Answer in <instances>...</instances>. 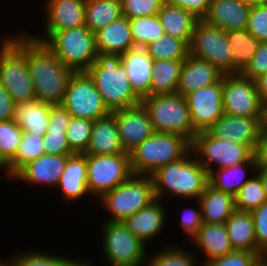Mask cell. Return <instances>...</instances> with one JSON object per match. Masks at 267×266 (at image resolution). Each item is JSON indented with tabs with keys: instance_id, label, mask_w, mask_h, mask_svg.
<instances>
[{
	"instance_id": "8d00e7d4",
	"label": "cell",
	"mask_w": 267,
	"mask_h": 266,
	"mask_svg": "<svg viewBox=\"0 0 267 266\" xmlns=\"http://www.w3.org/2000/svg\"><path fill=\"white\" fill-rule=\"evenodd\" d=\"M44 136L23 132L15 157L6 165V178L11 179L24 165L45 154Z\"/></svg>"
},
{
	"instance_id": "6da1fadb",
	"label": "cell",
	"mask_w": 267,
	"mask_h": 266,
	"mask_svg": "<svg viewBox=\"0 0 267 266\" xmlns=\"http://www.w3.org/2000/svg\"><path fill=\"white\" fill-rule=\"evenodd\" d=\"M10 36L27 52V65L36 99L49 104H61L74 71L26 31Z\"/></svg>"
},
{
	"instance_id": "484cf974",
	"label": "cell",
	"mask_w": 267,
	"mask_h": 266,
	"mask_svg": "<svg viewBox=\"0 0 267 266\" xmlns=\"http://www.w3.org/2000/svg\"><path fill=\"white\" fill-rule=\"evenodd\" d=\"M193 245L196 244L200 249L199 253H203L205 258L203 262H207L216 258L223 257L230 252L234 251L225 224H207L204 223L196 233V235L190 240Z\"/></svg>"
},
{
	"instance_id": "83f0119b",
	"label": "cell",
	"mask_w": 267,
	"mask_h": 266,
	"mask_svg": "<svg viewBox=\"0 0 267 266\" xmlns=\"http://www.w3.org/2000/svg\"><path fill=\"white\" fill-rule=\"evenodd\" d=\"M71 117L72 116L62 104H51L49 126L43 141L45 154H74L70 150L65 134Z\"/></svg>"
},
{
	"instance_id": "4316f807",
	"label": "cell",
	"mask_w": 267,
	"mask_h": 266,
	"mask_svg": "<svg viewBox=\"0 0 267 266\" xmlns=\"http://www.w3.org/2000/svg\"><path fill=\"white\" fill-rule=\"evenodd\" d=\"M98 53L123 54L135 48L129 19L121 16L95 33Z\"/></svg>"
},
{
	"instance_id": "ffe728a7",
	"label": "cell",
	"mask_w": 267,
	"mask_h": 266,
	"mask_svg": "<svg viewBox=\"0 0 267 266\" xmlns=\"http://www.w3.org/2000/svg\"><path fill=\"white\" fill-rule=\"evenodd\" d=\"M153 62L145 48L135 47L121 54V64L134 93L141 100L150 96Z\"/></svg>"
},
{
	"instance_id": "f1b7e54d",
	"label": "cell",
	"mask_w": 267,
	"mask_h": 266,
	"mask_svg": "<svg viewBox=\"0 0 267 266\" xmlns=\"http://www.w3.org/2000/svg\"><path fill=\"white\" fill-rule=\"evenodd\" d=\"M198 201L201 205L202 221L207 224H223L236 210L234 196L214 188L209 183Z\"/></svg>"
},
{
	"instance_id": "8992f818",
	"label": "cell",
	"mask_w": 267,
	"mask_h": 266,
	"mask_svg": "<svg viewBox=\"0 0 267 266\" xmlns=\"http://www.w3.org/2000/svg\"><path fill=\"white\" fill-rule=\"evenodd\" d=\"M141 103L156 132L177 134L192 142L197 132L190 119L186 98L182 94L153 95L144 98Z\"/></svg>"
},
{
	"instance_id": "b9f144b4",
	"label": "cell",
	"mask_w": 267,
	"mask_h": 266,
	"mask_svg": "<svg viewBox=\"0 0 267 266\" xmlns=\"http://www.w3.org/2000/svg\"><path fill=\"white\" fill-rule=\"evenodd\" d=\"M79 259H70L61 255L49 254L45 251L27 250L11 256V266H74Z\"/></svg>"
},
{
	"instance_id": "4dcf8cb0",
	"label": "cell",
	"mask_w": 267,
	"mask_h": 266,
	"mask_svg": "<svg viewBox=\"0 0 267 266\" xmlns=\"http://www.w3.org/2000/svg\"><path fill=\"white\" fill-rule=\"evenodd\" d=\"M158 17L164 27L165 34L184 40L190 45L196 23L199 21L192 13L184 8L163 3Z\"/></svg>"
},
{
	"instance_id": "7c38bea8",
	"label": "cell",
	"mask_w": 267,
	"mask_h": 266,
	"mask_svg": "<svg viewBox=\"0 0 267 266\" xmlns=\"http://www.w3.org/2000/svg\"><path fill=\"white\" fill-rule=\"evenodd\" d=\"M132 175L130 153L87 154V188L93 197L100 199Z\"/></svg>"
},
{
	"instance_id": "ee69618b",
	"label": "cell",
	"mask_w": 267,
	"mask_h": 266,
	"mask_svg": "<svg viewBox=\"0 0 267 266\" xmlns=\"http://www.w3.org/2000/svg\"><path fill=\"white\" fill-rule=\"evenodd\" d=\"M93 121L78 117H71L66 130L67 142L70 150L76 154H85L92 132Z\"/></svg>"
},
{
	"instance_id": "60d3db41",
	"label": "cell",
	"mask_w": 267,
	"mask_h": 266,
	"mask_svg": "<svg viewBox=\"0 0 267 266\" xmlns=\"http://www.w3.org/2000/svg\"><path fill=\"white\" fill-rule=\"evenodd\" d=\"M235 209L252 212L267 202V195L259 176L255 173L234 196Z\"/></svg>"
},
{
	"instance_id": "5bb4252c",
	"label": "cell",
	"mask_w": 267,
	"mask_h": 266,
	"mask_svg": "<svg viewBox=\"0 0 267 266\" xmlns=\"http://www.w3.org/2000/svg\"><path fill=\"white\" fill-rule=\"evenodd\" d=\"M222 103L226 115L262 117L263 103L255 81L240 73L223 75Z\"/></svg>"
},
{
	"instance_id": "f6af8a7d",
	"label": "cell",
	"mask_w": 267,
	"mask_h": 266,
	"mask_svg": "<svg viewBox=\"0 0 267 266\" xmlns=\"http://www.w3.org/2000/svg\"><path fill=\"white\" fill-rule=\"evenodd\" d=\"M165 0H121L122 14L128 19L158 15Z\"/></svg>"
},
{
	"instance_id": "681fc988",
	"label": "cell",
	"mask_w": 267,
	"mask_h": 266,
	"mask_svg": "<svg viewBox=\"0 0 267 266\" xmlns=\"http://www.w3.org/2000/svg\"><path fill=\"white\" fill-rule=\"evenodd\" d=\"M264 73H267V42L259 43L256 53L240 74L245 78L254 80Z\"/></svg>"
},
{
	"instance_id": "7402d4cb",
	"label": "cell",
	"mask_w": 267,
	"mask_h": 266,
	"mask_svg": "<svg viewBox=\"0 0 267 266\" xmlns=\"http://www.w3.org/2000/svg\"><path fill=\"white\" fill-rule=\"evenodd\" d=\"M163 203L155 199L147 207L126 218L123 223L126 228L145 245L147 241L157 237L166 228V219ZM165 227V228H164Z\"/></svg>"
},
{
	"instance_id": "d590c367",
	"label": "cell",
	"mask_w": 267,
	"mask_h": 266,
	"mask_svg": "<svg viewBox=\"0 0 267 266\" xmlns=\"http://www.w3.org/2000/svg\"><path fill=\"white\" fill-rule=\"evenodd\" d=\"M231 46L233 74L241 73L256 53L259 41L247 29L226 31Z\"/></svg>"
},
{
	"instance_id": "74e56055",
	"label": "cell",
	"mask_w": 267,
	"mask_h": 266,
	"mask_svg": "<svg viewBox=\"0 0 267 266\" xmlns=\"http://www.w3.org/2000/svg\"><path fill=\"white\" fill-rule=\"evenodd\" d=\"M134 47L145 48L165 34L158 15L129 19Z\"/></svg>"
},
{
	"instance_id": "6125c7cd",
	"label": "cell",
	"mask_w": 267,
	"mask_h": 266,
	"mask_svg": "<svg viewBox=\"0 0 267 266\" xmlns=\"http://www.w3.org/2000/svg\"><path fill=\"white\" fill-rule=\"evenodd\" d=\"M256 266H267V258H263Z\"/></svg>"
},
{
	"instance_id": "3957f363",
	"label": "cell",
	"mask_w": 267,
	"mask_h": 266,
	"mask_svg": "<svg viewBox=\"0 0 267 266\" xmlns=\"http://www.w3.org/2000/svg\"><path fill=\"white\" fill-rule=\"evenodd\" d=\"M86 72L111 112L141 103L121 64L120 54L98 53L96 61Z\"/></svg>"
},
{
	"instance_id": "6f0895ef",
	"label": "cell",
	"mask_w": 267,
	"mask_h": 266,
	"mask_svg": "<svg viewBox=\"0 0 267 266\" xmlns=\"http://www.w3.org/2000/svg\"><path fill=\"white\" fill-rule=\"evenodd\" d=\"M261 131H267V102L263 103Z\"/></svg>"
},
{
	"instance_id": "9f6ffc18",
	"label": "cell",
	"mask_w": 267,
	"mask_h": 266,
	"mask_svg": "<svg viewBox=\"0 0 267 266\" xmlns=\"http://www.w3.org/2000/svg\"><path fill=\"white\" fill-rule=\"evenodd\" d=\"M262 181L263 188L267 195V167H256L255 172Z\"/></svg>"
},
{
	"instance_id": "1f68e13d",
	"label": "cell",
	"mask_w": 267,
	"mask_h": 266,
	"mask_svg": "<svg viewBox=\"0 0 267 266\" xmlns=\"http://www.w3.org/2000/svg\"><path fill=\"white\" fill-rule=\"evenodd\" d=\"M249 171L252 172L250 176L247 174ZM255 172L256 161L253 156L248 162L211 171L208 181L214 188L235 196Z\"/></svg>"
},
{
	"instance_id": "277c9868",
	"label": "cell",
	"mask_w": 267,
	"mask_h": 266,
	"mask_svg": "<svg viewBox=\"0 0 267 266\" xmlns=\"http://www.w3.org/2000/svg\"><path fill=\"white\" fill-rule=\"evenodd\" d=\"M28 34L44 43L57 58L74 72H86L96 61L95 34L86 26L44 33L42 36Z\"/></svg>"
},
{
	"instance_id": "7a4b0ae2",
	"label": "cell",
	"mask_w": 267,
	"mask_h": 266,
	"mask_svg": "<svg viewBox=\"0 0 267 266\" xmlns=\"http://www.w3.org/2000/svg\"><path fill=\"white\" fill-rule=\"evenodd\" d=\"M150 177L155 199L161 201L168 194L182 200H198L209 183L207 170L191 150L180 160L156 169Z\"/></svg>"
},
{
	"instance_id": "9a60e30c",
	"label": "cell",
	"mask_w": 267,
	"mask_h": 266,
	"mask_svg": "<svg viewBox=\"0 0 267 266\" xmlns=\"http://www.w3.org/2000/svg\"><path fill=\"white\" fill-rule=\"evenodd\" d=\"M223 77L185 96L195 131H207L223 114Z\"/></svg>"
},
{
	"instance_id": "f546056e",
	"label": "cell",
	"mask_w": 267,
	"mask_h": 266,
	"mask_svg": "<svg viewBox=\"0 0 267 266\" xmlns=\"http://www.w3.org/2000/svg\"><path fill=\"white\" fill-rule=\"evenodd\" d=\"M51 104L33 99L15 106L13 120L23 132L44 136L49 126Z\"/></svg>"
},
{
	"instance_id": "836d02e7",
	"label": "cell",
	"mask_w": 267,
	"mask_h": 266,
	"mask_svg": "<svg viewBox=\"0 0 267 266\" xmlns=\"http://www.w3.org/2000/svg\"><path fill=\"white\" fill-rule=\"evenodd\" d=\"M122 15L121 0H86L85 26L94 34Z\"/></svg>"
},
{
	"instance_id": "f5cc1de1",
	"label": "cell",
	"mask_w": 267,
	"mask_h": 266,
	"mask_svg": "<svg viewBox=\"0 0 267 266\" xmlns=\"http://www.w3.org/2000/svg\"><path fill=\"white\" fill-rule=\"evenodd\" d=\"M15 102L7 90L0 85V121H9L14 118Z\"/></svg>"
},
{
	"instance_id": "816d5d0a",
	"label": "cell",
	"mask_w": 267,
	"mask_h": 266,
	"mask_svg": "<svg viewBox=\"0 0 267 266\" xmlns=\"http://www.w3.org/2000/svg\"><path fill=\"white\" fill-rule=\"evenodd\" d=\"M167 3L184 8L199 20H203L208 14L211 0H165Z\"/></svg>"
},
{
	"instance_id": "9c48e42d",
	"label": "cell",
	"mask_w": 267,
	"mask_h": 266,
	"mask_svg": "<svg viewBox=\"0 0 267 266\" xmlns=\"http://www.w3.org/2000/svg\"><path fill=\"white\" fill-rule=\"evenodd\" d=\"M102 253L109 266H145L146 245L121 221H104Z\"/></svg>"
},
{
	"instance_id": "52a82bcc",
	"label": "cell",
	"mask_w": 267,
	"mask_h": 266,
	"mask_svg": "<svg viewBox=\"0 0 267 266\" xmlns=\"http://www.w3.org/2000/svg\"><path fill=\"white\" fill-rule=\"evenodd\" d=\"M4 37L0 39V85L7 90L16 105L36 99L27 65V52L10 34Z\"/></svg>"
},
{
	"instance_id": "d6986e66",
	"label": "cell",
	"mask_w": 267,
	"mask_h": 266,
	"mask_svg": "<svg viewBox=\"0 0 267 266\" xmlns=\"http://www.w3.org/2000/svg\"><path fill=\"white\" fill-rule=\"evenodd\" d=\"M44 33L85 26L86 0H44Z\"/></svg>"
},
{
	"instance_id": "c3c4849f",
	"label": "cell",
	"mask_w": 267,
	"mask_h": 266,
	"mask_svg": "<svg viewBox=\"0 0 267 266\" xmlns=\"http://www.w3.org/2000/svg\"><path fill=\"white\" fill-rule=\"evenodd\" d=\"M255 228L257 253L262 257L267 253V202L251 212Z\"/></svg>"
},
{
	"instance_id": "ab89813d",
	"label": "cell",
	"mask_w": 267,
	"mask_h": 266,
	"mask_svg": "<svg viewBox=\"0 0 267 266\" xmlns=\"http://www.w3.org/2000/svg\"><path fill=\"white\" fill-rule=\"evenodd\" d=\"M172 245L166 246L153 255L148 254L145 266H195L198 264L196 258L200 255L195 251L188 252L186 247L181 248L177 244Z\"/></svg>"
},
{
	"instance_id": "44dd1931",
	"label": "cell",
	"mask_w": 267,
	"mask_h": 266,
	"mask_svg": "<svg viewBox=\"0 0 267 266\" xmlns=\"http://www.w3.org/2000/svg\"><path fill=\"white\" fill-rule=\"evenodd\" d=\"M250 11L251 5L244 0H211L203 20L224 31L246 29Z\"/></svg>"
},
{
	"instance_id": "91938a15",
	"label": "cell",
	"mask_w": 267,
	"mask_h": 266,
	"mask_svg": "<svg viewBox=\"0 0 267 266\" xmlns=\"http://www.w3.org/2000/svg\"><path fill=\"white\" fill-rule=\"evenodd\" d=\"M244 1H246L251 6L267 4V0H244Z\"/></svg>"
},
{
	"instance_id": "2e32d148",
	"label": "cell",
	"mask_w": 267,
	"mask_h": 266,
	"mask_svg": "<svg viewBox=\"0 0 267 266\" xmlns=\"http://www.w3.org/2000/svg\"><path fill=\"white\" fill-rule=\"evenodd\" d=\"M120 134L122 147L130 153L156 131L142 103L112 111Z\"/></svg>"
},
{
	"instance_id": "5b68a950",
	"label": "cell",
	"mask_w": 267,
	"mask_h": 266,
	"mask_svg": "<svg viewBox=\"0 0 267 266\" xmlns=\"http://www.w3.org/2000/svg\"><path fill=\"white\" fill-rule=\"evenodd\" d=\"M191 143L177 134L155 132L130 152L134 175H151L156 169L183 158Z\"/></svg>"
},
{
	"instance_id": "db71d44e",
	"label": "cell",
	"mask_w": 267,
	"mask_h": 266,
	"mask_svg": "<svg viewBox=\"0 0 267 266\" xmlns=\"http://www.w3.org/2000/svg\"><path fill=\"white\" fill-rule=\"evenodd\" d=\"M253 156L256 167H267V131H260Z\"/></svg>"
},
{
	"instance_id": "94428289",
	"label": "cell",
	"mask_w": 267,
	"mask_h": 266,
	"mask_svg": "<svg viewBox=\"0 0 267 266\" xmlns=\"http://www.w3.org/2000/svg\"><path fill=\"white\" fill-rule=\"evenodd\" d=\"M0 266H11V262H10V259H9V257H8V261H1L0 260Z\"/></svg>"
},
{
	"instance_id": "be15d7a7",
	"label": "cell",
	"mask_w": 267,
	"mask_h": 266,
	"mask_svg": "<svg viewBox=\"0 0 267 266\" xmlns=\"http://www.w3.org/2000/svg\"><path fill=\"white\" fill-rule=\"evenodd\" d=\"M0 168L1 170H4L5 171L4 173L6 174V166L1 161H0Z\"/></svg>"
},
{
	"instance_id": "cb8c5ba5",
	"label": "cell",
	"mask_w": 267,
	"mask_h": 266,
	"mask_svg": "<svg viewBox=\"0 0 267 266\" xmlns=\"http://www.w3.org/2000/svg\"><path fill=\"white\" fill-rule=\"evenodd\" d=\"M223 75L211 63L189 54L183 61L176 93L185 97L200 88L217 83Z\"/></svg>"
},
{
	"instance_id": "d6a6232c",
	"label": "cell",
	"mask_w": 267,
	"mask_h": 266,
	"mask_svg": "<svg viewBox=\"0 0 267 266\" xmlns=\"http://www.w3.org/2000/svg\"><path fill=\"white\" fill-rule=\"evenodd\" d=\"M224 224L233 250L257 253L251 212L235 210Z\"/></svg>"
},
{
	"instance_id": "30bf717a",
	"label": "cell",
	"mask_w": 267,
	"mask_h": 266,
	"mask_svg": "<svg viewBox=\"0 0 267 266\" xmlns=\"http://www.w3.org/2000/svg\"><path fill=\"white\" fill-rule=\"evenodd\" d=\"M191 151L208 174L216 168L222 169L248 162L253 157V150L248 145L217 139L208 131L195 135L191 142Z\"/></svg>"
},
{
	"instance_id": "4fadbf2b",
	"label": "cell",
	"mask_w": 267,
	"mask_h": 266,
	"mask_svg": "<svg viewBox=\"0 0 267 266\" xmlns=\"http://www.w3.org/2000/svg\"><path fill=\"white\" fill-rule=\"evenodd\" d=\"M73 117L94 121L112 112L87 72H74L61 103Z\"/></svg>"
},
{
	"instance_id": "e0dca14e",
	"label": "cell",
	"mask_w": 267,
	"mask_h": 266,
	"mask_svg": "<svg viewBox=\"0 0 267 266\" xmlns=\"http://www.w3.org/2000/svg\"><path fill=\"white\" fill-rule=\"evenodd\" d=\"M262 117H242L223 114L207 130L213 137L248 145L253 151L261 131Z\"/></svg>"
},
{
	"instance_id": "f35d334b",
	"label": "cell",
	"mask_w": 267,
	"mask_h": 266,
	"mask_svg": "<svg viewBox=\"0 0 267 266\" xmlns=\"http://www.w3.org/2000/svg\"><path fill=\"white\" fill-rule=\"evenodd\" d=\"M154 60H185L189 55V45L184 41L164 34L145 47Z\"/></svg>"
},
{
	"instance_id": "603a6c76",
	"label": "cell",
	"mask_w": 267,
	"mask_h": 266,
	"mask_svg": "<svg viewBox=\"0 0 267 266\" xmlns=\"http://www.w3.org/2000/svg\"><path fill=\"white\" fill-rule=\"evenodd\" d=\"M66 202L74 203L89 195L87 188V154L68 155V159L56 187Z\"/></svg>"
},
{
	"instance_id": "ba28073f",
	"label": "cell",
	"mask_w": 267,
	"mask_h": 266,
	"mask_svg": "<svg viewBox=\"0 0 267 266\" xmlns=\"http://www.w3.org/2000/svg\"><path fill=\"white\" fill-rule=\"evenodd\" d=\"M155 200L150 175H132L122 184L105 193L100 205L111 214L105 221L123 222Z\"/></svg>"
},
{
	"instance_id": "ac0fdd59",
	"label": "cell",
	"mask_w": 267,
	"mask_h": 266,
	"mask_svg": "<svg viewBox=\"0 0 267 266\" xmlns=\"http://www.w3.org/2000/svg\"><path fill=\"white\" fill-rule=\"evenodd\" d=\"M68 155L44 154L24 165L12 178V181H24L26 184H40L57 187L64 171Z\"/></svg>"
},
{
	"instance_id": "e575fe53",
	"label": "cell",
	"mask_w": 267,
	"mask_h": 266,
	"mask_svg": "<svg viewBox=\"0 0 267 266\" xmlns=\"http://www.w3.org/2000/svg\"><path fill=\"white\" fill-rule=\"evenodd\" d=\"M184 60H157L153 62L150 96L176 93Z\"/></svg>"
},
{
	"instance_id": "7bdbcfd3",
	"label": "cell",
	"mask_w": 267,
	"mask_h": 266,
	"mask_svg": "<svg viewBox=\"0 0 267 266\" xmlns=\"http://www.w3.org/2000/svg\"><path fill=\"white\" fill-rule=\"evenodd\" d=\"M23 131L12 119L0 121V161L6 166L17 153Z\"/></svg>"
},
{
	"instance_id": "7dc6e473",
	"label": "cell",
	"mask_w": 267,
	"mask_h": 266,
	"mask_svg": "<svg viewBox=\"0 0 267 266\" xmlns=\"http://www.w3.org/2000/svg\"><path fill=\"white\" fill-rule=\"evenodd\" d=\"M246 29L260 43L267 42V4L251 6Z\"/></svg>"
},
{
	"instance_id": "680465c9",
	"label": "cell",
	"mask_w": 267,
	"mask_h": 266,
	"mask_svg": "<svg viewBox=\"0 0 267 266\" xmlns=\"http://www.w3.org/2000/svg\"><path fill=\"white\" fill-rule=\"evenodd\" d=\"M92 261L89 259H80L74 266H93Z\"/></svg>"
},
{
	"instance_id": "f907efd6",
	"label": "cell",
	"mask_w": 267,
	"mask_h": 266,
	"mask_svg": "<svg viewBox=\"0 0 267 266\" xmlns=\"http://www.w3.org/2000/svg\"><path fill=\"white\" fill-rule=\"evenodd\" d=\"M196 201L197 208L191 207L183 210L184 212L181 213V219L178 222L179 225L182 226L181 228L183 232L188 235L187 237L189 238V240H191L196 235L203 224L201 205L198 200Z\"/></svg>"
},
{
	"instance_id": "8fae6325",
	"label": "cell",
	"mask_w": 267,
	"mask_h": 266,
	"mask_svg": "<svg viewBox=\"0 0 267 266\" xmlns=\"http://www.w3.org/2000/svg\"><path fill=\"white\" fill-rule=\"evenodd\" d=\"M189 54L211 63L224 75L233 74L232 52L226 31L204 20L195 25Z\"/></svg>"
},
{
	"instance_id": "d4e9b609",
	"label": "cell",
	"mask_w": 267,
	"mask_h": 266,
	"mask_svg": "<svg viewBox=\"0 0 267 266\" xmlns=\"http://www.w3.org/2000/svg\"><path fill=\"white\" fill-rule=\"evenodd\" d=\"M124 151L115 117L110 114L93 121L90 141L85 154L115 155Z\"/></svg>"
},
{
	"instance_id": "11a10c76",
	"label": "cell",
	"mask_w": 267,
	"mask_h": 266,
	"mask_svg": "<svg viewBox=\"0 0 267 266\" xmlns=\"http://www.w3.org/2000/svg\"><path fill=\"white\" fill-rule=\"evenodd\" d=\"M254 81L261 102H267V73L261 74Z\"/></svg>"
},
{
	"instance_id": "bcb514c9",
	"label": "cell",
	"mask_w": 267,
	"mask_h": 266,
	"mask_svg": "<svg viewBox=\"0 0 267 266\" xmlns=\"http://www.w3.org/2000/svg\"><path fill=\"white\" fill-rule=\"evenodd\" d=\"M262 259L259 253L234 250L223 257L201 262L200 266H256Z\"/></svg>"
}]
</instances>
